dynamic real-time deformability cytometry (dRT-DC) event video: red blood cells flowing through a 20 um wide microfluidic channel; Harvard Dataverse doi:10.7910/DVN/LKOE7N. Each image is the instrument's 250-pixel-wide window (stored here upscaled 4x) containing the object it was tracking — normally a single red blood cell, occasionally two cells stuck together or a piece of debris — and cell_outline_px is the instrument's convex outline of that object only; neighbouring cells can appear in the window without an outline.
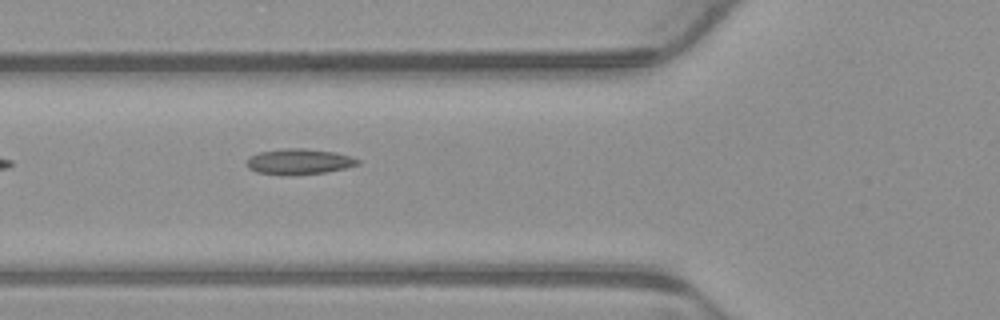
{"species": "common noctule bat (a hibernating species)", "species_latin": "Nyctalus noctula", "temperature_condition": "warm", "stored_images_in_passage": 7, "camera_frame_rate_fps": 3000, "um_per_image_px": 0.085, "animal": {"sex": "male", "body_mass_g": 23.1, "forearm_length_mm": 52.7}, "frame": {"image": 1, "passage_image": 6, "time_ms": 1.667, "image_size_px": [1000, 320], "cell_outline_px": [[360, 164], [344, 168], [324, 172], [256, 172], [248, 168], [248, 156], [260, 152], [284, 148], [304, 148], [336, 152], [352, 156], [360, 160]], "centroid_in_image_um": [25.48, 13.67], "position_along_channel_um": 100.3, "area_um2": 15.72}}
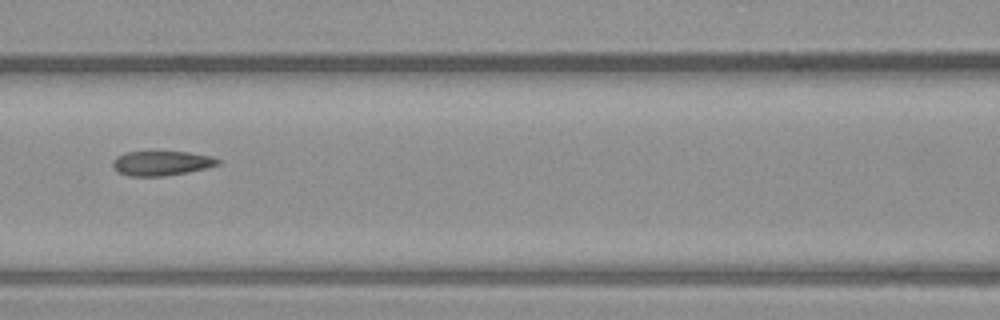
{"frame": {"image": 2, "passage_image": 7, "time_ms": 2.0, "image_size_px": [1000, 320], "cell_outline_px": [[220, 164], [188, 172], [164, 176], [128, 176], [112, 168], [112, 160], [116, 156], [124, 152], [188, 152], [212, 156], [220, 160]], "centroid_in_image_um": [13.69, 13.87], "position_along_channel_um": 152.9, "area_um2": 15.09}}